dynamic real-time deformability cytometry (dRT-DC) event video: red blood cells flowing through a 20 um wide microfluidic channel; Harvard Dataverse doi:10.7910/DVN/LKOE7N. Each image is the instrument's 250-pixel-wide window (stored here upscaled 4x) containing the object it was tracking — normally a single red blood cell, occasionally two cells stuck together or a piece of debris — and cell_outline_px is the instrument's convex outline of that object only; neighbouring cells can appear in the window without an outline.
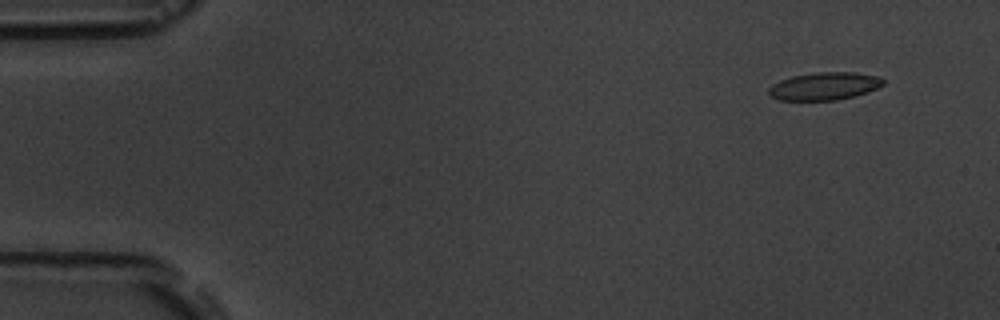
{"species": "common noctule bat (a hibernating species)", "species_latin": "Nyctalus noctula", "temperature_condition": "room temperature", "stored_images_in_passage": 8, "camera_frame_rate_fps": 3000, "um_per_image_px": 0.085, "animal": {"sex": "male", "body_mass_g": 19.5, "forearm_length_mm": 54.6}, "frame": {"image": 1, "passage_image": 2, "time_ms": 1.333, "image_size_px": [1000, 320], "cell_outline_px": [[884, 84], [868, 92], [836, 100], [780, 100], [768, 96], [768, 88], [772, 84], [780, 80], [792, 76], [816, 72], [856, 72], [876, 76], [884, 80]], "centroid_in_image_um": [70.03, 7.32], "position_along_channel_um": 15.0, "area_um2": 18.5}}
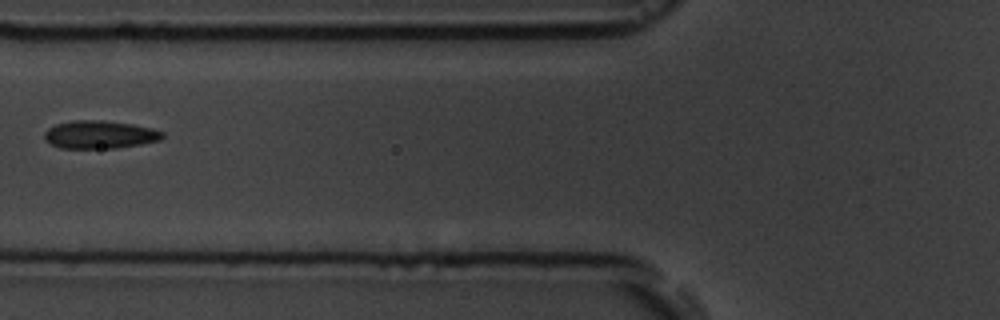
{"frame": {"image": 2, "passage_image": 7, "time_ms": 7.0, "image_size_px": [1000, 320], "cell_outline_px": [[164, 136], [160, 140], [140, 144], [116, 148], [60, 148], [44, 140], [44, 132], [48, 128], [56, 124], [72, 120], [96, 120], [132, 124], [152, 128], [164, 132]], "centroid_in_image_um": [8.46, 11.44], "position_along_channel_um": 117.3, "area_um2": 19.19}}
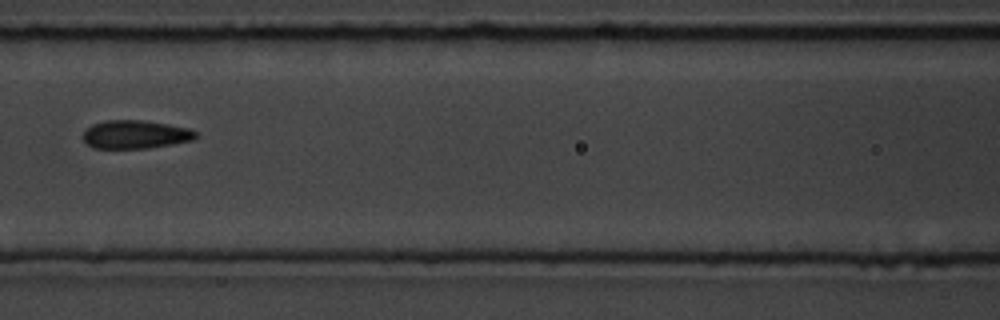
{"frame": {"image": 3, "passage_image": 8, "time_ms": 8.0, "image_size_px": [1000, 320], "cell_outline_px": [[200, 132], [192, 140], [148, 148], [92, 148], [84, 140], [84, 132], [92, 124], [104, 120], [144, 120], [192, 128]], "centroid_in_image_um": [11.55, 11.41], "position_along_channel_um": 155.1, "area_um2": 18.67}}